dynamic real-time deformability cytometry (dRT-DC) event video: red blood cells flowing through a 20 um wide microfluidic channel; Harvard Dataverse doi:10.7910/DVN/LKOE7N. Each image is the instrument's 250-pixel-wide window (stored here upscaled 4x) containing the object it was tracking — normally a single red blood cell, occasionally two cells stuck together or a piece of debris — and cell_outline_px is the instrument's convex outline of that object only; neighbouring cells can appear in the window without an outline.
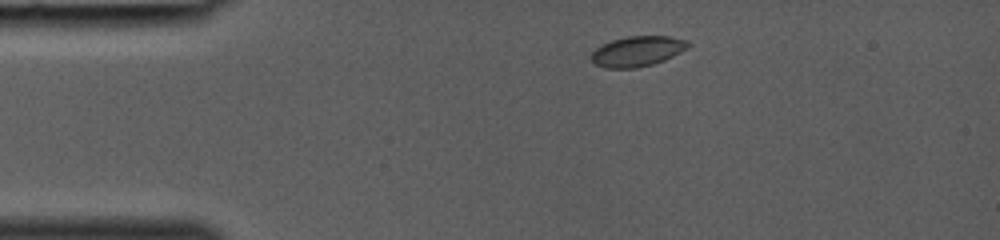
{"species": "common noctule bat (a hibernating species)", "species_latin": "Nyctalus noctula", "temperature_condition": "room temperature", "stored_images_in_passage": 2, "camera_frame_rate_fps": 3000, "um_per_image_px": 0.085, "animal": {"sex": "female", "body_mass_g": 19.0, "forearm_length_mm": 53.3}, "frame": {"image": 1, "passage_image": 1, "time_ms": 0.0, "image_size_px": [1000, 240], "cell_outline_px": [[692, 44], [688, 48], [664, 60], [652, 64], [636, 68], [604, 68], [596, 64], [592, 60], [592, 52], [596, 48], [612, 40], [628, 36], [668, 36], [688, 40]], "centroid_in_image_um": [54.21, 4.35], "position_along_channel_um": 30.8, "area_um2": 16.99}}